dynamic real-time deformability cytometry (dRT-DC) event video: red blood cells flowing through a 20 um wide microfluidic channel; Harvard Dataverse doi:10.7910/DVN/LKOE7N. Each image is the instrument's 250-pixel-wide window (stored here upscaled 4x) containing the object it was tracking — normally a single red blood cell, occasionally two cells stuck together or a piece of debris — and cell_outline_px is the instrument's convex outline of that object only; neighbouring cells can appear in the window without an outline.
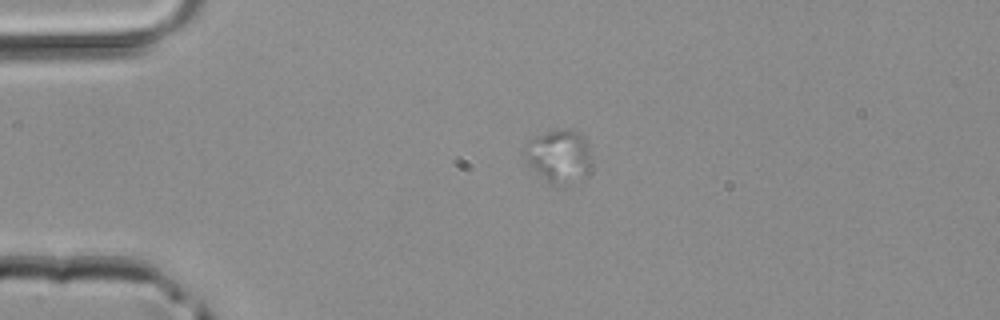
{"species": "common noctule bat (a hibernating species)", "species_latin": "Nyctalus noctula", "temperature_condition": "room temperature", "stored_images_in_passage": 3, "camera_frame_rate_fps": 3000, "um_per_image_px": 0.085, "animal": {"sex": "male", "body_mass_g": 20.4}, "frame": {"image": 1, "passage_image": 1, "time_ms": 0.0, "image_size_px": [1000, 320], "cell_outline_px": [[588, 164], [584, 176], [556, 188], [540, 184], [528, 164], [524, 152], [524, 144], [528, 140], [536, 136], [560, 128], [572, 128], [580, 132], [588, 148]], "centroid_in_image_um": [47.38, 13.32], "position_along_channel_um": 37.6, "area_um2": 21.21}}
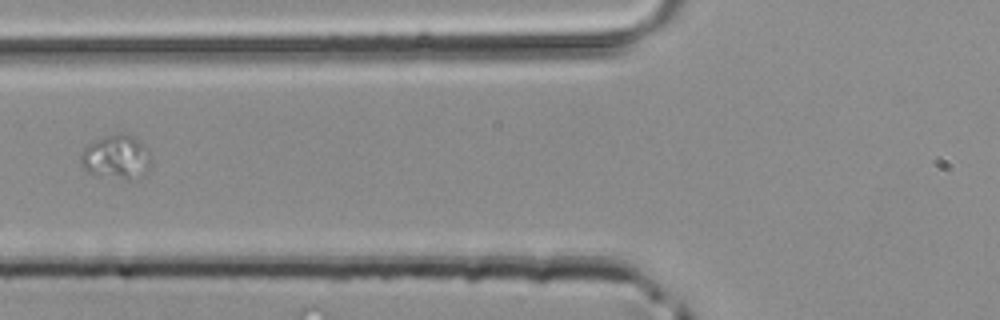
{"frame": {"image": 2, "passage_image": 3, "time_ms": 0.667, "image_size_px": [1000, 320], "cell_outline_px": [[152, 160], [148, 168], [144, 172], [128, 180], [88, 172], [80, 164], [80, 156], [84, 148], [88, 144], [104, 136], [116, 132], [124, 132], [140, 140], [144, 144]], "centroid_in_image_um": [9.88, 13.3], "position_along_channel_um": 115.9, "area_um2": 17.92}}